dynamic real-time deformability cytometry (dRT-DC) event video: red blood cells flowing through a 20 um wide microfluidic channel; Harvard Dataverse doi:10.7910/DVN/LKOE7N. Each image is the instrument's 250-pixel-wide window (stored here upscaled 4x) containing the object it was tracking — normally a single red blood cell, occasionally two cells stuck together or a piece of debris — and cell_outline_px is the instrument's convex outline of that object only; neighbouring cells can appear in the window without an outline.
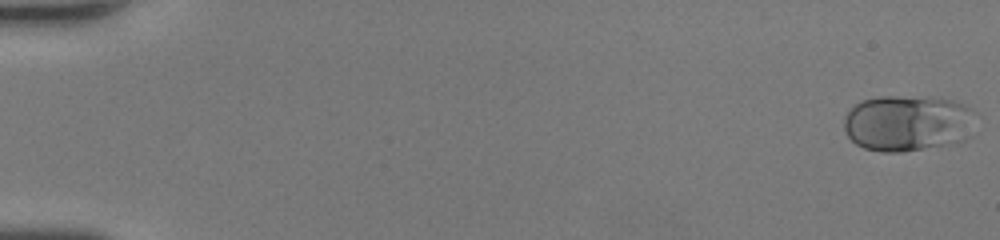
{"species": "human", "species_latin": "Homo sapiens", "temperature_condition": "room temperature", "stored_images_in_passage": 49, "camera_frame_rate_fps": 3000, "um_per_image_px": 0.085, "donor": {"sex": "female"}, "frame": {"image": 1, "passage_image": 1, "time_ms": 0.0, "image_size_px": [1000, 240], "cell_outline_px": [[976, 112], [972, 136], [960, 144], [900, 152], [880, 152], [864, 148], [856, 144], [848, 136], [844, 128], [844, 116], [860, 100], [876, 96], [940, 96], [956, 100], [972, 108]], "centroid_in_image_um": [77.25, 10.45], "position_along_channel_um": 7.7, "area_um2": 44.8}}
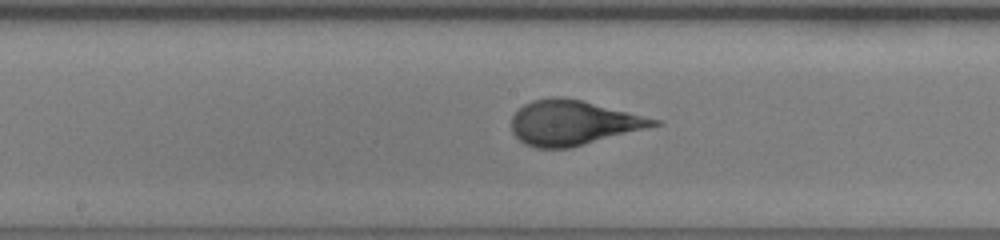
{"frame": {"image": 2, "passage_image": 27, "time_ms": 8.667, "image_size_px": [1000, 240], "cell_outline_px": [[664, 124], [568, 148], [536, 148], [524, 144], [512, 132], [512, 116], [524, 104], [532, 100], [552, 96], [564, 96], [660, 120]], "centroid_in_image_um": [48.68, 10.43], "position_along_channel_um": 199.5, "area_um2": 36.82}}
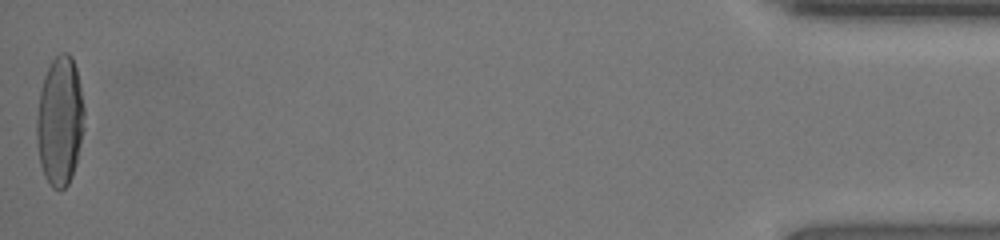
{"frame": {"image": 3, "passage_image": 49, "time_ms": 16.0, "image_size_px": [1000, 240], "cell_outline_px": [[84, 128], [76, 164], [72, 176], [68, 184], [60, 192], [52, 188], [44, 176], [40, 164], [36, 140], [36, 116], [40, 92], [44, 76], [52, 60], [60, 52], [68, 52], [72, 56], [76, 68], [80, 84], [84, 108]], "centroid_in_image_um": [5.09, 10.31], "position_along_channel_um": 430.1, "area_um2": 36.3}, "authors_computed_cell_mechanics": {"area_um2": 36.6452, "velocity_mm_per_s": 4.3728, "shape_relaxation_time_tau1_ms": 3.9732, "shape_relaxation_time_tau2_ms": null, "deformation_change_tau1": 0.219, "deformation_change_tau2": null}}